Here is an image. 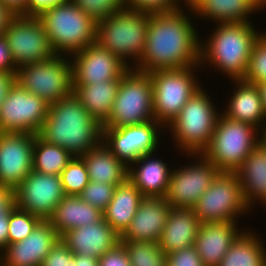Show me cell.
I'll return each mask as SVG.
<instances>
[{"instance_id":"obj_47","label":"cell","mask_w":266,"mask_h":266,"mask_svg":"<svg viewBox=\"0 0 266 266\" xmlns=\"http://www.w3.org/2000/svg\"><path fill=\"white\" fill-rule=\"evenodd\" d=\"M10 209L0 216V254L8 245V227H9Z\"/></svg>"},{"instance_id":"obj_6","label":"cell","mask_w":266,"mask_h":266,"mask_svg":"<svg viewBox=\"0 0 266 266\" xmlns=\"http://www.w3.org/2000/svg\"><path fill=\"white\" fill-rule=\"evenodd\" d=\"M205 92V88L200 87L167 125L176 141L173 144L176 143L180 152L185 154H202L210 144L220 116L211 97Z\"/></svg>"},{"instance_id":"obj_49","label":"cell","mask_w":266,"mask_h":266,"mask_svg":"<svg viewBox=\"0 0 266 266\" xmlns=\"http://www.w3.org/2000/svg\"><path fill=\"white\" fill-rule=\"evenodd\" d=\"M14 82L15 74L0 71V104Z\"/></svg>"},{"instance_id":"obj_32","label":"cell","mask_w":266,"mask_h":266,"mask_svg":"<svg viewBox=\"0 0 266 266\" xmlns=\"http://www.w3.org/2000/svg\"><path fill=\"white\" fill-rule=\"evenodd\" d=\"M242 232L217 266H266V249L254 232Z\"/></svg>"},{"instance_id":"obj_1","label":"cell","mask_w":266,"mask_h":266,"mask_svg":"<svg viewBox=\"0 0 266 266\" xmlns=\"http://www.w3.org/2000/svg\"><path fill=\"white\" fill-rule=\"evenodd\" d=\"M184 10L148 14L146 46L136 70L149 73L200 66V37Z\"/></svg>"},{"instance_id":"obj_11","label":"cell","mask_w":266,"mask_h":266,"mask_svg":"<svg viewBox=\"0 0 266 266\" xmlns=\"http://www.w3.org/2000/svg\"><path fill=\"white\" fill-rule=\"evenodd\" d=\"M192 210L200 223L237 221L250 211L236 172H219Z\"/></svg>"},{"instance_id":"obj_52","label":"cell","mask_w":266,"mask_h":266,"mask_svg":"<svg viewBox=\"0 0 266 266\" xmlns=\"http://www.w3.org/2000/svg\"><path fill=\"white\" fill-rule=\"evenodd\" d=\"M256 85L259 88L261 100H262V106L266 114V81H261L259 83H256Z\"/></svg>"},{"instance_id":"obj_8","label":"cell","mask_w":266,"mask_h":266,"mask_svg":"<svg viewBox=\"0 0 266 266\" xmlns=\"http://www.w3.org/2000/svg\"><path fill=\"white\" fill-rule=\"evenodd\" d=\"M154 119L150 73L129 68L120 78L113 108L102 127L136 125Z\"/></svg>"},{"instance_id":"obj_50","label":"cell","mask_w":266,"mask_h":266,"mask_svg":"<svg viewBox=\"0 0 266 266\" xmlns=\"http://www.w3.org/2000/svg\"><path fill=\"white\" fill-rule=\"evenodd\" d=\"M71 266H99V258L74 253L71 256Z\"/></svg>"},{"instance_id":"obj_9","label":"cell","mask_w":266,"mask_h":266,"mask_svg":"<svg viewBox=\"0 0 266 266\" xmlns=\"http://www.w3.org/2000/svg\"><path fill=\"white\" fill-rule=\"evenodd\" d=\"M198 65L149 72L153 84V114L164 129L201 87L194 75ZM195 68V70H194Z\"/></svg>"},{"instance_id":"obj_21","label":"cell","mask_w":266,"mask_h":266,"mask_svg":"<svg viewBox=\"0 0 266 266\" xmlns=\"http://www.w3.org/2000/svg\"><path fill=\"white\" fill-rule=\"evenodd\" d=\"M60 239L75 254L100 258L120 242V236L103 219L68 230Z\"/></svg>"},{"instance_id":"obj_53","label":"cell","mask_w":266,"mask_h":266,"mask_svg":"<svg viewBox=\"0 0 266 266\" xmlns=\"http://www.w3.org/2000/svg\"><path fill=\"white\" fill-rule=\"evenodd\" d=\"M259 146L265 151L266 153V132H263L260 136Z\"/></svg>"},{"instance_id":"obj_37","label":"cell","mask_w":266,"mask_h":266,"mask_svg":"<svg viewBox=\"0 0 266 266\" xmlns=\"http://www.w3.org/2000/svg\"><path fill=\"white\" fill-rule=\"evenodd\" d=\"M243 81L250 84L266 81V33L262 34L253 46Z\"/></svg>"},{"instance_id":"obj_33","label":"cell","mask_w":266,"mask_h":266,"mask_svg":"<svg viewBox=\"0 0 266 266\" xmlns=\"http://www.w3.org/2000/svg\"><path fill=\"white\" fill-rule=\"evenodd\" d=\"M74 156L66 149L50 144L38 134L34 140L32 170L41 174L59 175Z\"/></svg>"},{"instance_id":"obj_35","label":"cell","mask_w":266,"mask_h":266,"mask_svg":"<svg viewBox=\"0 0 266 266\" xmlns=\"http://www.w3.org/2000/svg\"><path fill=\"white\" fill-rule=\"evenodd\" d=\"M66 195L78 196L89 183L86 165L80 156L73 157L60 174Z\"/></svg>"},{"instance_id":"obj_41","label":"cell","mask_w":266,"mask_h":266,"mask_svg":"<svg viewBox=\"0 0 266 266\" xmlns=\"http://www.w3.org/2000/svg\"><path fill=\"white\" fill-rule=\"evenodd\" d=\"M167 266H203V263L193 245L168 254Z\"/></svg>"},{"instance_id":"obj_4","label":"cell","mask_w":266,"mask_h":266,"mask_svg":"<svg viewBox=\"0 0 266 266\" xmlns=\"http://www.w3.org/2000/svg\"><path fill=\"white\" fill-rule=\"evenodd\" d=\"M37 17L57 55L63 53L67 57L96 42L97 22L71 0L50 7Z\"/></svg>"},{"instance_id":"obj_13","label":"cell","mask_w":266,"mask_h":266,"mask_svg":"<svg viewBox=\"0 0 266 266\" xmlns=\"http://www.w3.org/2000/svg\"><path fill=\"white\" fill-rule=\"evenodd\" d=\"M49 104L14 82L0 104V132L38 134L47 118Z\"/></svg>"},{"instance_id":"obj_46","label":"cell","mask_w":266,"mask_h":266,"mask_svg":"<svg viewBox=\"0 0 266 266\" xmlns=\"http://www.w3.org/2000/svg\"><path fill=\"white\" fill-rule=\"evenodd\" d=\"M14 204V190L0 187V216L4 215Z\"/></svg>"},{"instance_id":"obj_22","label":"cell","mask_w":266,"mask_h":266,"mask_svg":"<svg viewBox=\"0 0 266 266\" xmlns=\"http://www.w3.org/2000/svg\"><path fill=\"white\" fill-rule=\"evenodd\" d=\"M237 221L201 223L194 246L203 266H217L242 231ZM238 228V229H237Z\"/></svg>"},{"instance_id":"obj_51","label":"cell","mask_w":266,"mask_h":266,"mask_svg":"<svg viewBox=\"0 0 266 266\" xmlns=\"http://www.w3.org/2000/svg\"><path fill=\"white\" fill-rule=\"evenodd\" d=\"M15 15L0 1V35H3Z\"/></svg>"},{"instance_id":"obj_18","label":"cell","mask_w":266,"mask_h":266,"mask_svg":"<svg viewBox=\"0 0 266 266\" xmlns=\"http://www.w3.org/2000/svg\"><path fill=\"white\" fill-rule=\"evenodd\" d=\"M74 57L72 59V57ZM73 85H87L119 80L129 67L97 42L72 54Z\"/></svg>"},{"instance_id":"obj_40","label":"cell","mask_w":266,"mask_h":266,"mask_svg":"<svg viewBox=\"0 0 266 266\" xmlns=\"http://www.w3.org/2000/svg\"><path fill=\"white\" fill-rule=\"evenodd\" d=\"M188 6V0L181 1ZM179 0H124V8L148 14L172 12L182 9Z\"/></svg>"},{"instance_id":"obj_5","label":"cell","mask_w":266,"mask_h":266,"mask_svg":"<svg viewBox=\"0 0 266 266\" xmlns=\"http://www.w3.org/2000/svg\"><path fill=\"white\" fill-rule=\"evenodd\" d=\"M147 31L148 13L123 8L97 23L96 42L134 68L144 54ZM130 58L136 63L130 65Z\"/></svg>"},{"instance_id":"obj_14","label":"cell","mask_w":266,"mask_h":266,"mask_svg":"<svg viewBox=\"0 0 266 266\" xmlns=\"http://www.w3.org/2000/svg\"><path fill=\"white\" fill-rule=\"evenodd\" d=\"M163 125L155 119L136 125L103 127L102 141L127 167L159 148ZM160 130H158V129Z\"/></svg>"},{"instance_id":"obj_15","label":"cell","mask_w":266,"mask_h":266,"mask_svg":"<svg viewBox=\"0 0 266 266\" xmlns=\"http://www.w3.org/2000/svg\"><path fill=\"white\" fill-rule=\"evenodd\" d=\"M199 157V162L179 166L171 171L168 188L164 198L173 208H192L201 195L209 188L220 172L202 154H187Z\"/></svg>"},{"instance_id":"obj_3","label":"cell","mask_w":266,"mask_h":266,"mask_svg":"<svg viewBox=\"0 0 266 266\" xmlns=\"http://www.w3.org/2000/svg\"><path fill=\"white\" fill-rule=\"evenodd\" d=\"M251 23H217L210 38L205 43L200 42V65H213L232 82L243 80L253 46L263 34Z\"/></svg>"},{"instance_id":"obj_30","label":"cell","mask_w":266,"mask_h":266,"mask_svg":"<svg viewBox=\"0 0 266 266\" xmlns=\"http://www.w3.org/2000/svg\"><path fill=\"white\" fill-rule=\"evenodd\" d=\"M80 157L86 165L90 181L117 186L128 178V167L103 141Z\"/></svg>"},{"instance_id":"obj_34","label":"cell","mask_w":266,"mask_h":266,"mask_svg":"<svg viewBox=\"0 0 266 266\" xmlns=\"http://www.w3.org/2000/svg\"><path fill=\"white\" fill-rule=\"evenodd\" d=\"M129 256L131 266H167V254L158 242L120 241Z\"/></svg>"},{"instance_id":"obj_24","label":"cell","mask_w":266,"mask_h":266,"mask_svg":"<svg viewBox=\"0 0 266 266\" xmlns=\"http://www.w3.org/2000/svg\"><path fill=\"white\" fill-rule=\"evenodd\" d=\"M192 208H173L158 241L159 247L168 255L194 245L200 226Z\"/></svg>"},{"instance_id":"obj_36","label":"cell","mask_w":266,"mask_h":266,"mask_svg":"<svg viewBox=\"0 0 266 266\" xmlns=\"http://www.w3.org/2000/svg\"><path fill=\"white\" fill-rule=\"evenodd\" d=\"M41 219L27 211L19 209L15 204L10 208L8 244L25 239L31 234Z\"/></svg>"},{"instance_id":"obj_7","label":"cell","mask_w":266,"mask_h":266,"mask_svg":"<svg viewBox=\"0 0 266 266\" xmlns=\"http://www.w3.org/2000/svg\"><path fill=\"white\" fill-rule=\"evenodd\" d=\"M258 131L251 124L232 120L220 113L210 144L202 155L220 172H236L259 145L262 133Z\"/></svg>"},{"instance_id":"obj_17","label":"cell","mask_w":266,"mask_h":266,"mask_svg":"<svg viewBox=\"0 0 266 266\" xmlns=\"http://www.w3.org/2000/svg\"><path fill=\"white\" fill-rule=\"evenodd\" d=\"M36 134L0 132V187L15 190L32 171Z\"/></svg>"},{"instance_id":"obj_42","label":"cell","mask_w":266,"mask_h":266,"mask_svg":"<svg viewBox=\"0 0 266 266\" xmlns=\"http://www.w3.org/2000/svg\"><path fill=\"white\" fill-rule=\"evenodd\" d=\"M73 254L60 239L43 259L41 266H71V256Z\"/></svg>"},{"instance_id":"obj_45","label":"cell","mask_w":266,"mask_h":266,"mask_svg":"<svg viewBox=\"0 0 266 266\" xmlns=\"http://www.w3.org/2000/svg\"><path fill=\"white\" fill-rule=\"evenodd\" d=\"M69 0H27V16H38L42 11Z\"/></svg>"},{"instance_id":"obj_44","label":"cell","mask_w":266,"mask_h":266,"mask_svg":"<svg viewBox=\"0 0 266 266\" xmlns=\"http://www.w3.org/2000/svg\"><path fill=\"white\" fill-rule=\"evenodd\" d=\"M16 70L7 41L3 35H0V71L16 74Z\"/></svg>"},{"instance_id":"obj_23","label":"cell","mask_w":266,"mask_h":266,"mask_svg":"<svg viewBox=\"0 0 266 266\" xmlns=\"http://www.w3.org/2000/svg\"><path fill=\"white\" fill-rule=\"evenodd\" d=\"M235 90L231 95L228 105L225 106L224 115L232 120H237L253 125L266 132V114L262 106L259 88L243 80H234Z\"/></svg>"},{"instance_id":"obj_38","label":"cell","mask_w":266,"mask_h":266,"mask_svg":"<svg viewBox=\"0 0 266 266\" xmlns=\"http://www.w3.org/2000/svg\"><path fill=\"white\" fill-rule=\"evenodd\" d=\"M97 23L124 8V0H71Z\"/></svg>"},{"instance_id":"obj_12","label":"cell","mask_w":266,"mask_h":266,"mask_svg":"<svg viewBox=\"0 0 266 266\" xmlns=\"http://www.w3.org/2000/svg\"><path fill=\"white\" fill-rule=\"evenodd\" d=\"M3 36L17 68L45 61L57 55L37 16H14Z\"/></svg>"},{"instance_id":"obj_25","label":"cell","mask_w":266,"mask_h":266,"mask_svg":"<svg viewBox=\"0 0 266 266\" xmlns=\"http://www.w3.org/2000/svg\"><path fill=\"white\" fill-rule=\"evenodd\" d=\"M152 156H156L155 153L143 155L132 164L135 166H129L128 179L139 189L144 197H164L168 188L171 170L166 162Z\"/></svg>"},{"instance_id":"obj_27","label":"cell","mask_w":266,"mask_h":266,"mask_svg":"<svg viewBox=\"0 0 266 266\" xmlns=\"http://www.w3.org/2000/svg\"><path fill=\"white\" fill-rule=\"evenodd\" d=\"M104 219L103 211L81 200L79 196L65 195L48 219L61 237L68 230Z\"/></svg>"},{"instance_id":"obj_26","label":"cell","mask_w":266,"mask_h":266,"mask_svg":"<svg viewBox=\"0 0 266 266\" xmlns=\"http://www.w3.org/2000/svg\"><path fill=\"white\" fill-rule=\"evenodd\" d=\"M187 8L193 17L217 23H248L256 11L255 0H188Z\"/></svg>"},{"instance_id":"obj_43","label":"cell","mask_w":266,"mask_h":266,"mask_svg":"<svg viewBox=\"0 0 266 266\" xmlns=\"http://www.w3.org/2000/svg\"><path fill=\"white\" fill-rule=\"evenodd\" d=\"M99 266H131L124 245L119 242L99 258Z\"/></svg>"},{"instance_id":"obj_31","label":"cell","mask_w":266,"mask_h":266,"mask_svg":"<svg viewBox=\"0 0 266 266\" xmlns=\"http://www.w3.org/2000/svg\"><path fill=\"white\" fill-rule=\"evenodd\" d=\"M119 85L120 79L87 85H73V93L88 113L103 124L112 111Z\"/></svg>"},{"instance_id":"obj_29","label":"cell","mask_w":266,"mask_h":266,"mask_svg":"<svg viewBox=\"0 0 266 266\" xmlns=\"http://www.w3.org/2000/svg\"><path fill=\"white\" fill-rule=\"evenodd\" d=\"M236 174L247 206L251 209L259 201L266 206V153L259 145L250 152Z\"/></svg>"},{"instance_id":"obj_54","label":"cell","mask_w":266,"mask_h":266,"mask_svg":"<svg viewBox=\"0 0 266 266\" xmlns=\"http://www.w3.org/2000/svg\"><path fill=\"white\" fill-rule=\"evenodd\" d=\"M255 7L257 10H263L266 7V0H255Z\"/></svg>"},{"instance_id":"obj_2","label":"cell","mask_w":266,"mask_h":266,"mask_svg":"<svg viewBox=\"0 0 266 266\" xmlns=\"http://www.w3.org/2000/svg\"><path fill=\"white\" fill-rule=\"evenodd\" d=\"M102 124L88 113L72 93L49 105L47 118L38 135L50 144L82 156L102 141Z\"/></svg>"},{"instance_id":"obj_28","label":"cell","mask_w":266,"mask_h":266,"mask_svg":"<svg viewBox=\"0 0 266 266\" xmlns=\"http://www.w3.org/2000/svg\"><path fill=\"white\" fill-rule=\"evenodd\" d=\"M144 196L127 178L116 186L113 198L103 211L104 220L121 236L130 225Z\"/></svg>"},{"instance_id":"obj_39","label":"cell","mask_w":266,"mask_h":266,"mask_svg":"<svg viewBox=\"0 0 266 266\" xmlns=\"http://www.w3.org/2000/svg\"><path fill=\"white\" fill-rule=\"evenodd\" d=\"M115 188L113 184L89 181L78 196L81 200L104 211L113 198Z\"/></svg>"},{"instance_id":"obj_19","label":"cell","mask_w":266,"mask_h":266,"mask_svg":"<svg viewBox=\"0 0 266 266\" xmlns=\"http://www.w3.org/2000/svg\"><path fill=\"white\" fill-rule=\"evenodd\" d=\"M60 240L48 220H41L25 239L8 244L0 254V266H41Z\"/></svg>"},{"instance_id":"obj_16","label":"cell","mask_w":266,"mask_h":266,"mask_svg":"<svg viewBox=\"0 0 266 266\" xmlns=\"http://www.w3.org/2000/svg\"><path fill=\"white\" fill-rule=\"evenodd\" d=\"M59 175L32 170L14 190L15 205L41 220H48L65 196Z\"/></svg>"},{"instance_id":"obj_20","label":"cell","mask_w":266,"mask_h":266,"mask_svg":"<svg viewBox=\"0 0 266 266\" xmlns=\"http://www.w3.org/2000/svg\"><path fill=\"white\" fill-rule=\"evenodd\" d=\"M170 209L164 197H144L120 241L158 242Z\"/></svg>"},{"instance_id":"obj_48","label":"cell","mask_w":266,"mask_h":266,"mask_svg":"<svg viewBox=\"0 0 266 266\" xmlns=\"http://www.w3.org/2000/svg\"><path fill=\"white\" fill-rule=\"evenodd\" d=\"M15 16H27V0H0Z\"/></svg>"},{"instance_id":"obj_10","label":"cell","mask_w":266,"mask_h":266,"mask_svg":"<svg viewBox=\"0 0 266 266\" xmlns=\"http://www.w3.org/2000/svg\"><path fill=\"white\" fill-rule=\"evenodd\" d=\"M64 55L17 68L15 82L49 105L73 93L72 61Z\"/></svg>"}]
</instances>
